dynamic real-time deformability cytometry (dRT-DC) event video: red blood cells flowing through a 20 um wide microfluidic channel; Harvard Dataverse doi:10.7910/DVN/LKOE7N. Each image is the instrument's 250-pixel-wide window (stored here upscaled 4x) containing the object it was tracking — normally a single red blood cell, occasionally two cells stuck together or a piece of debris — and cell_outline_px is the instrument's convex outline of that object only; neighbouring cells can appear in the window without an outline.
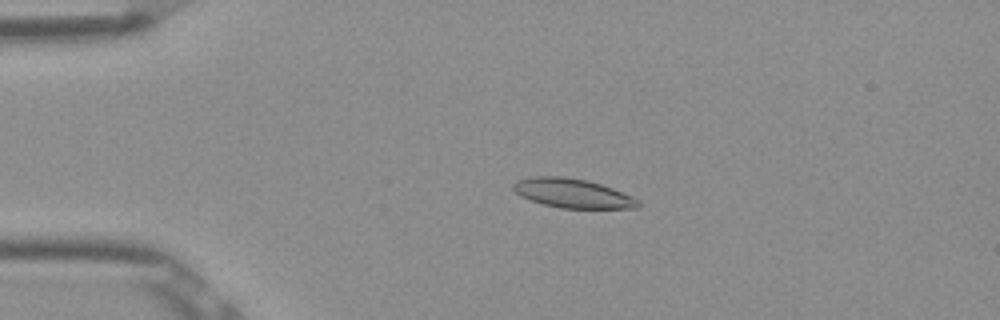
{"species": "Egyptian fruit bat (a non-hibernating species)", "species_latin": "Rousettus aegyptiacus", "temperature_condition": "room temperature", "stored_images_in_passage": 53, "camera_frame_rate_fps": 3000, "um_per_image_px": 0.085, "frame": {"image": 1, "passage_image": 12, "time_ms": 3.667, "image_size_px": [1000, 320], "cell_outline_px": [[640, 208], [560, 208], [544, 204], [520, 196], [512, 188], [512, 184], [516, 180], [532, 176], [560, 176], [588, 180], [612, 188], [632, 196], [640, 200]], "centroid_in_image_um": [48.67, 16.42], "position_along_channel_um": 36.3, "area_um2": 21.27}}
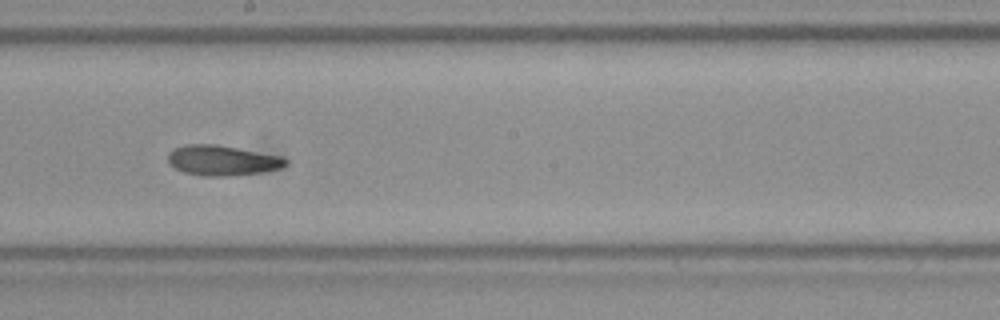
{"frame": {"image": 2, "passage_image": 30, "time_ms": 9.667, "image_size_px": [1000, 320], "cell_outline_px": [[288, 164], [280, 168], [260, 172], [228, 176], [204, 176], [184, 172], [168, 164], [168, 152], [176, 148], [188, 144], [216, 144], [284, 156], [288, 160]], "centroid_in_image_um": [18.91, 13.63], "position_along_channel_um": 229.3, "area_um2": 20.75}}
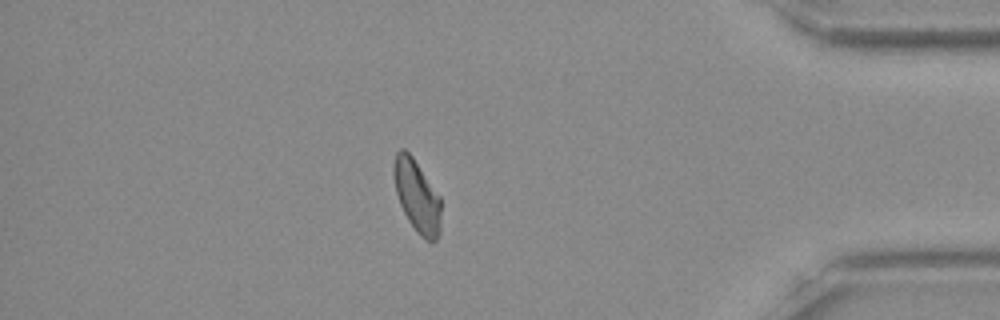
{"frame": {"image": 3, "passage_image": 46, "time_ms": 15.0, "image_size_px": [1000, 320], "cell_outline_px": [[440, 232], [436, 240], [432, 244], [424, 240], [416, 232], [408, 220], [400, 204], [396, 192], [392, 172], [392, 164], [396, 152], [400, 148], [404, 148], [412, 156], [440, 196]], "centroid_in_image_um": [35.43, 16.68], "position_along_channel_um": 399.8, "area_um2": 20.17}, "authors_computed_cell_mechanics": {"area_um2": 20.3456, "velocity_mm_per_s": 3.8687, "shape_relaxation_time_tau1_ms": 3.9921, "shape_relaxation_time_tau2_ms": 3.2451, "deformation_change_tau1": 0.14, "deformation_change_tau2": 0.1069}}